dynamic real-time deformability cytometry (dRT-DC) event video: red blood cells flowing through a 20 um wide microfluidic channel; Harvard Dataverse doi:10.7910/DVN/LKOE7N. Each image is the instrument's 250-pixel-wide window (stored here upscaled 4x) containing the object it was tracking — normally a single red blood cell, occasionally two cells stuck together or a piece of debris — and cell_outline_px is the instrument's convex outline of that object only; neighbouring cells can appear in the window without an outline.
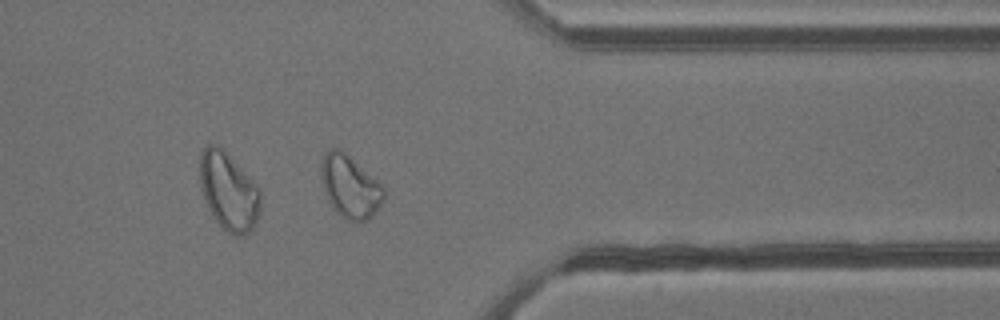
{"species": "common noctule bat (a hibernating species)", "species_latin": "Nyctalus noctula", "temperature_condition": "cold", "stored_images_in_passage": 39, "camera_frame_rate_fps": 3000, "um_per_image_px": 0.085, "animal": {"sex": "male", "body_mass_g": 13.3}, "frame": {"image": 1, "passage_image": 28, "time_ms": 9.0, "image_size_px": [1000, 320], "cell_outline_px": [[384, 200], [368, 220], [360, 224], [348, 220], [340, 216], [336, 212], [328, 200], [324, 188], [320, 172], [320, 164], [324, 152], [328, 148], [340, 148], [384, 184]], "centroid_in_image_um": [29.76, 15.85], "position_along_channel_um": 381.6, "area_um2": 23.35}}
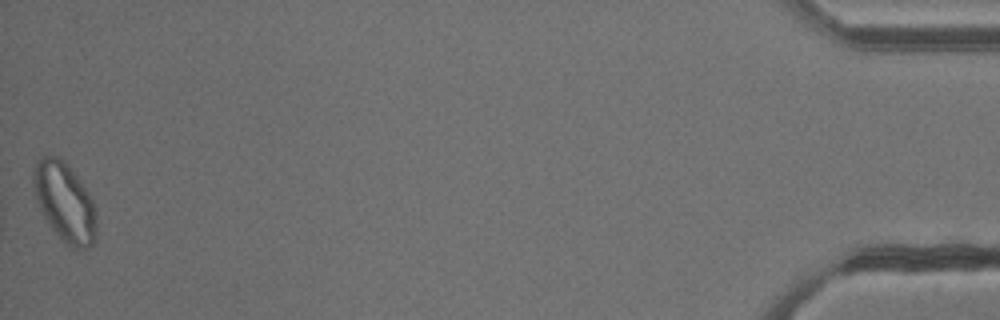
{"frame": {"image": 2, "passage_image": 39, "time_ms": 12.667, "image_size_px": [1000, 320], "cell_outline_px": [[96, 232], [92, 244], [84, 248], [72, 248], [52, 228], [44, 216], [40, 208], [36, 196], [32, 180], [32, 176], [36, 160], [44, 156], [60, 156], [68, 164], [88, 192], [96, 208]], "centroid_in_image_um": [5.5, 17.13], "position_along_channel_um": 429.7, "area_um2": 28.67}, "authors_computed_cell_mechanics": {"area_um2": 16.9932, "velocity_mm_per_s": 3.77, "shape_relaxation_time_tau1_ms": null, "shape_relaxation_time_tau2_ms": 1.8973, "deformation_change_tau1": null, "deformation_change_tau2": 0.0405}}